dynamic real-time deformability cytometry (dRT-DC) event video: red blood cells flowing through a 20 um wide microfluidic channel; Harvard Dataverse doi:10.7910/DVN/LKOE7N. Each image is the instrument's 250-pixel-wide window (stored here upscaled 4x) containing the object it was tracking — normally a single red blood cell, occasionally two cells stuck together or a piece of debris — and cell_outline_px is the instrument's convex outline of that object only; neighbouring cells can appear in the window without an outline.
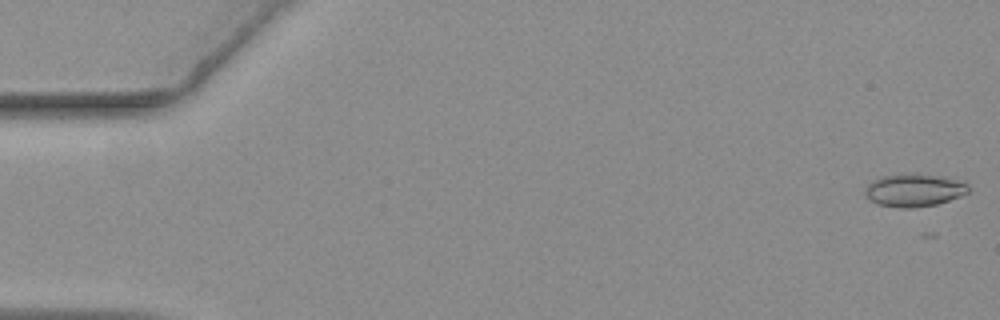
{"species": "common noctule bat (a hibernating species)", "species_latin": "Nyctalus noctula", "temperature_condition": "warm", "stored_images_in_passage": 20, "camera_frame_rate_fps": 3000, "um_per_image_px": 0.085, "animal": {"sex": "female", "body_mass_g": 19.3, "forearm_length_mm": 54.1}, "frame": {"image": 1, "passage_image": 1, "time_ms": 0.0, "image_size_px": [1000, 320], "cell_outline_px": [[968, 192], [960, 196], [936, 204], [908, 208], [900, 208], [880, 204], [864, 196], [864, 188], [872, 180], [880, 176], [944, 176], [964, 180], [968, 184]], "centroid_in_image_um": [77.71, 16.18], "position_along_channel_um": 7.3, "area_um2": 19.19}}
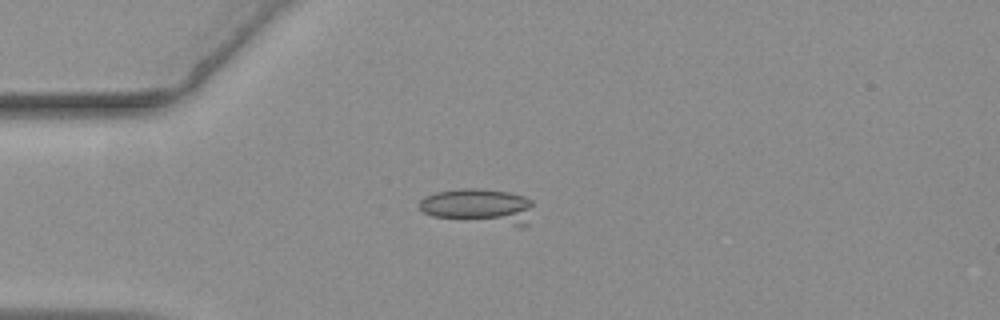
{"frame": {"image": 2, "passage_image": 15, "time_ms": 4.667, "image_size_px": [1000, 320], "cell_outline_px": [[532, 204], [528, 224], [516, 224], [432, 216], [424, 212], [420, 208], [420, 200], [424, 196], [436, 192], [460, 188], [480, 188], [508, 192], [524, 196], [532, 200]], "centroid_in_image_um": [40.67, 17.47], "position_along_channel_um": 44.3, "area_um2": 22.6}}